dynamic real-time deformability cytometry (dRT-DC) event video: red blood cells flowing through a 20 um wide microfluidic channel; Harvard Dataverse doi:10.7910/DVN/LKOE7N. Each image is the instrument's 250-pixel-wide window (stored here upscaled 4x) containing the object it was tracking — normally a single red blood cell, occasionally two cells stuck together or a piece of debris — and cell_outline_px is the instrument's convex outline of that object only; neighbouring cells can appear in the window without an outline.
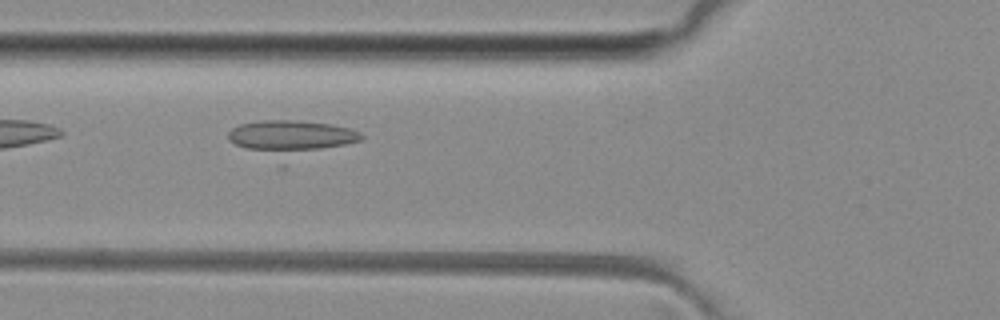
{"species": "common noctule bat (a hibernating species)", "species_latin": "Nyctalus noctula", "temperature_condition": "room temperature", "stored_images_in_passage": 25, "camera_frame_rate_fps": 3000, "um_per_image_px": 0.085, "animal": {"sex": "female", "body_mass_g": 29.2, "forearm_length_mm": 56.3}, "frame": {"image": 1, "passage_image": 4, "time_ms": 1.0, "image_size_px": [1000, 320], "cell_outline_px": [[364, 136], [360, 140], [284, 168], [280, 168], [228, 140], [228, 132], [232, 128], [240, 124], [260, 120], [292, 120], [328, 124], [348, 128], [360, 132]], "centroid_in_image_um": [24.71, 11.88], "position_along_channel_um": 101.1, "area_um2": 29.77}}
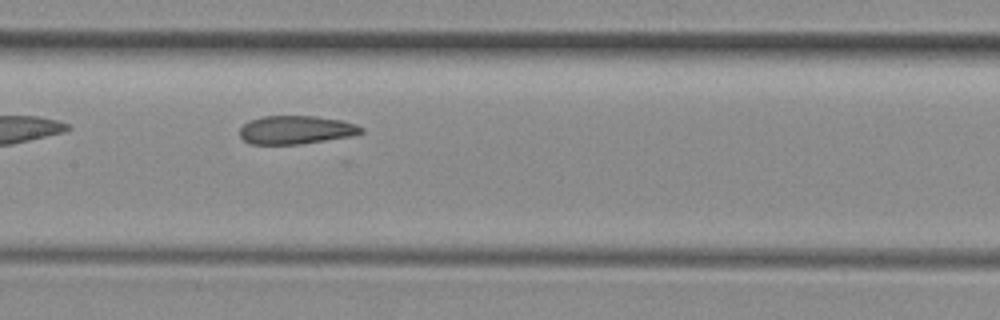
{"frame": {"image": 2, "passage_image": 10, "time_ms": 3.0, "image_size_px": [1000, 320], "cell_outline_px": [[364, 132], [352, 136], [300, 144], [248, 144], [240, 136], [240, 128], [248, 120], [260, 116], [316, 116], [340, 120], [356, 124], [364, 128]], "centroid_in_image_um": [25.14, 11.03], "position_along_channel_um": 182.3, "area_um2": 20.23}}
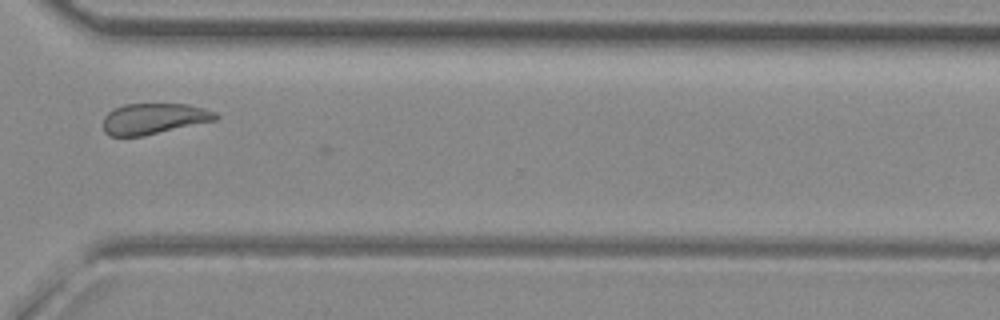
{"frame": {"image": 3, "passage_image": 23, "time_ms": 7.333, "image_size_px": [1000, 320], "cell_outline_px": [[220, 116], [216, 120], [144, 136], [108, 136], [104, 132], [104, 116], [112, 108], [124, 104], [188, 104], [204, 108], [216, 112]], "centroid_in_image_um": [13.07, 10.08], "position_along_channel_um": 357.5, "area_um2": 20.4}}